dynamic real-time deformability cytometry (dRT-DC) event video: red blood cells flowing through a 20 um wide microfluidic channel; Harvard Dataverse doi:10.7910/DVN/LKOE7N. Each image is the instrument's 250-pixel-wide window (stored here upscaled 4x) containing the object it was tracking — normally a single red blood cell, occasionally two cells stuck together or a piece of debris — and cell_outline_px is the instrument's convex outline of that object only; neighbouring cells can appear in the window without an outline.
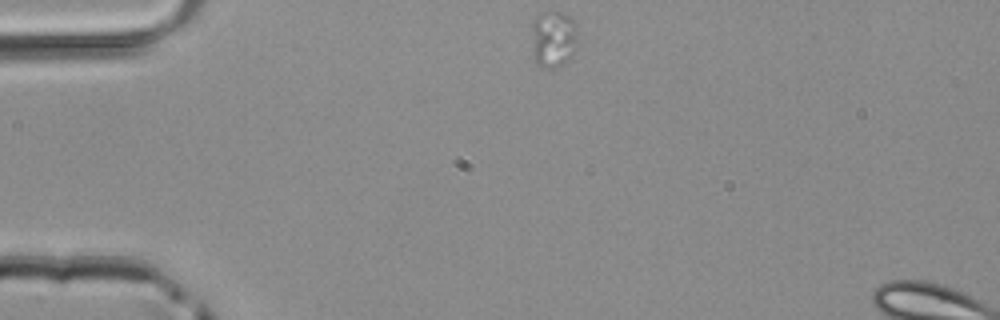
{"species": "common noctule bat (a hibernating species)", "species_latin": "Nyctalus noctula", "temperature_condition": "room temperature", "stored_images_in_passage": 6, "segment_of_instrument_passage": [1, 2], "camera_frame_rate_fps": 3000, "um_per_image_px": 0.085, "animal": {"sex": "male", "body_mass_g": 20.4}, "frame": {"image": 1, "passage_image": 1, "time_ms": 0.0, "image_size_px": [1000, 320], "cell_outline_px": [[576, 40], [572, 56], [568, 60], [552, 68], [540, 68], [532, 60], [532, 20], [540, 12], [560, 12], [568, 16], [576, 24]], "centroid_in_image_um": [46.97, 3.32], "position_along_channel_um": 38.0, "area_um2": 15.43}}